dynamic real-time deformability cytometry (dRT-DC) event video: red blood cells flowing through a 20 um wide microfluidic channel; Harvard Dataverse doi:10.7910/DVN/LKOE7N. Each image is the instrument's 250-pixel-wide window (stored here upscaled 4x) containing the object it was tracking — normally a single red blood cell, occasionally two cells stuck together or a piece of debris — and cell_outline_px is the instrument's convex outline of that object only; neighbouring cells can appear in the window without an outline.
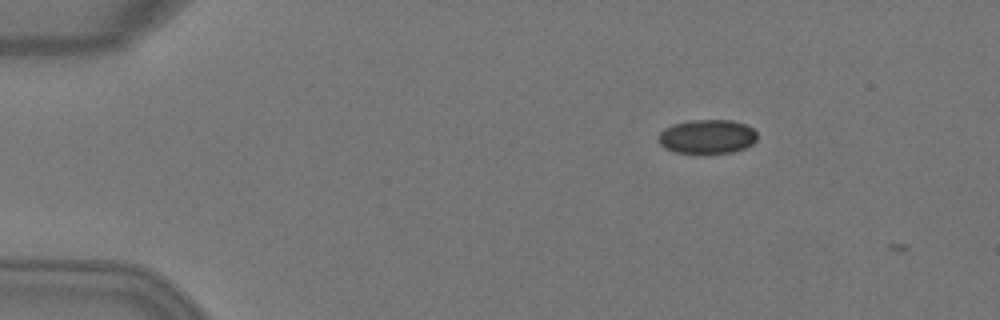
{"species": "Egyptian fruit bat (a non-hibernating species)", "species_latin": "Rousettus aegyptiacus", "temperature_condition": "warm", "stored_images_in_passage": 2, "camera_frame_rate_fps": 3000, "um_per_image_px": 0.085, "animal": {"sex": "female"}, "frame": {"image": 1, "passage_image": 1, "time_ms": 0.0, "image_size_px": [1000, 320], "cell_outline_px": [[756, 140], [752, 144], [744, 148], [732, 152], [676, 152], [664, 148], [660, 144], [660, 132], [664, 128], [672, 124], [688, 120], [732, 120], [744, 124], [752, 128], [756, 132]], "centroid_in_image_um": [60.11, 11.59], "position_along_channel_um": 24.9, "area_um2": 19.36}}